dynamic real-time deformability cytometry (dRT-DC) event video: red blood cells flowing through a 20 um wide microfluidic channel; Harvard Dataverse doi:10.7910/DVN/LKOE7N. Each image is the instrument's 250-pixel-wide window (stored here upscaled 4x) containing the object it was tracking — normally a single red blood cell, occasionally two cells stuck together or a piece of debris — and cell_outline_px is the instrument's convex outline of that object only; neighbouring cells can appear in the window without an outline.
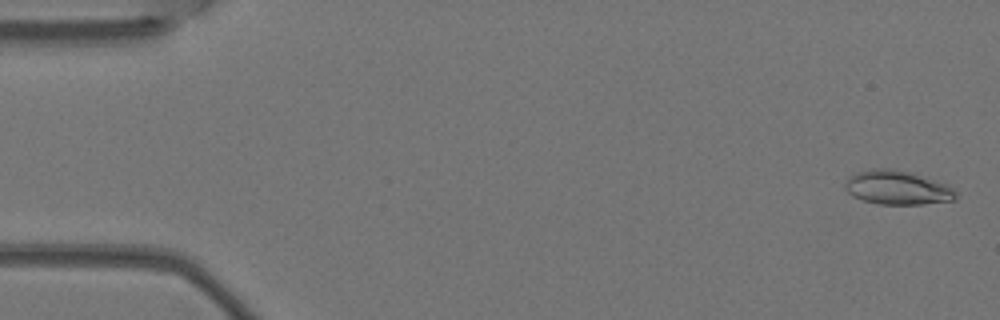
{"species": "Egyptian fruit bat (a non-hibernating species)", "species_latin": "Rousettus aegyptiacus", "temperature_condition": "warm", "stored_images_in_passage": 4, "camera_frame_rate_fps": 3000, "um_per_image_px": 0.085, "animal": {"sex": "female"}, "frame": {"image": 1, "passage_image": 1, "time_ms": 0.0, "image_size_px": [1000, 320], "cell_outline_px": [[956, 200], [920, 204], [880, 204], [860, 200], [852, 196], [844, 188], [844, 184], [848, 176], [856, 172], [872, 168], [888, 168], [912, 172], [944, 184], [952, 188], [956, 192]], "centroid_in_image_um": [76.21, 15.94], "position_along_channel_um": 8.8, "area_um2": 22.02}}
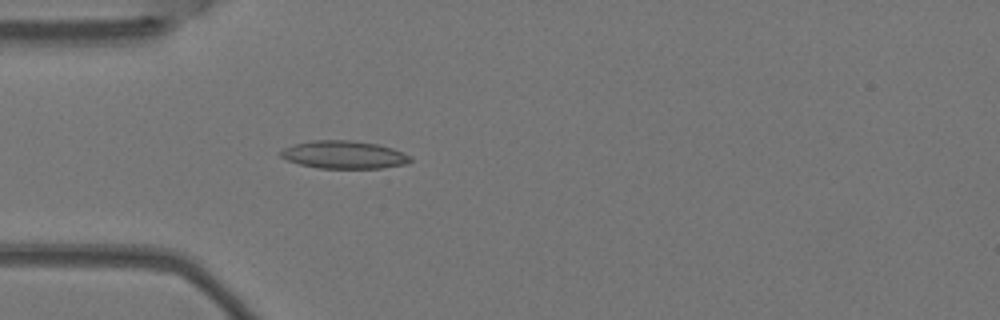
{"frame": {"image": 2, "passage_image": 4, "time_ms": 1.0, "image_size_px": [1000, 320], "cell_outline_px": [[412, 160], [404, 164], [380, 168], [320, 168], [300, 164], [288, 160], [280, 156], [280, 152], [284, 148], [296, 144], [316, 140], [348, 140], [376, 144], [392, 148], [412, 156]], "centroid_in_image_um": [29.25, 13.15], "position_along_channel_um": 55.7, "area_um2": 20.69}}